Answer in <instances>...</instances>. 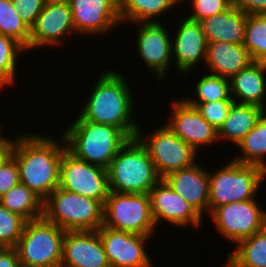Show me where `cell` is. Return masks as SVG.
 <instances>
[{"instance_id": "33", "label": "cell", "mask_w": 266, "mask_h": 267, "mask_svg": "<svg viewBox=\"0 0 266 267\" xmlns=\"http://www.w3.org/2000/svg\"><path fill=\"white\" fill-rule=\"evenodd\" d=\"M27 220L0 203V247H16Z\"/></svg>"}, {"instance_id": "28", "label": "cell", "mask_w": 266, "mask_h": 267, "mask_svg": "<svg viewBox=\"0 0 266 267\" xmlns=\"http://www.w3.org/2000/svg\"><path fill=\"white\" fill-rule=\"evenodd\" d=\"M0 203L27 221L41 218L44 215V201L21 183L1 196Z\"/></svg>"}, {"instance_id": "43", "label": "cell", "mask_w": 266, "mask_h": 267, "mask_svg": "<svg viewBox=\"0 0 266 267\" xmlns=\"http://www.w3.org/2000/svg\"><path fill=\"white\" fill-rule=\"evenodd\" d=\"M2 132H3V131H2V128H0V136L2 135Z\"/></svg>"}, {"instance_id": "1", "label": "cell", "mask_w": 266, "mask_h": 267, "mask_svg": "<svg viewBox=\"0 0 266 267\" xmlns=\"http://www.w3.org/2000/svg\"><path fill=\"white\" fill-rule=\"evenodd\" d=\"M60 136L24 131L16 136L13 146L11 155L17 162L20 183L43 201L59 187L61 157L67 148L64 136Z\"/></svg>"}, {"instance_id": "19", "label": "cell", "mask_w": 266, "mask_h": 267, "mask_svg": "<svg viewBox=\"0 0 266 267\" xmlns=\"http://www.w3.org/2000/svg\"><path fill=\"white\" fill-rule=\"evenodd\" d=\"M61 267H111L98 231H66Z\"/></svg>"}, {"instance_id": "14", "label": "cell", "mask_w": 266, "mask_h": 267, "mask_svg": "<svg viewBox=\"0 0 266 267\" xmlns=\"http://www.w3.org/2000/svg\"><path fill=\"white\" fill-rule=\"evenodd\" d=\"M97 231L111 267L154 266L148 250L145 249L152 236L115 230L104 225Z\"/></svg>"}, {"instance_id": "27", "label": "cell", "mask_w": 266, "mask_h": 267, "mask_svg": "<svg viewBox=\"0 0 266 267\" xmlns=\"http://www.w3.org/2000/svg\"><path fill=\"white\" fill-rule=\"evenodd\" d=\"M239 154L231 159L249 165H256L266 171V111L254 128L237 144Z\"/></svg>"}, {"instance_id": "11", "label": "cell", "mask_w": 266, "mask_h": 267, "mask_svg": "<svg viewBox=\"0 0 266 267\" xmlns=\"http://www.w3.org/2000/svg\"><path fill=\"white\" fill-rule=\"evenodd\" d=\"M263 208L255 198L215 207L209 216L218 234L232 244H237L257 233L266 224V209Z\"/></svg>"}, {"instance_id": "12", "label": "cell", "mask_w": 266, "mask_h": 267, "mask_svg": "<svg viewBox=\"0 0 266 267\" xmlns=\"http://www.w3.org/2000/svg\"><path fill=\"white\" fill-rule=\"evenodd\" d=\"M166 20L161 22H140L133 23L138 26L136 34L135 51L137 57L141 59L146 65L148 71L151 70L155 74L157 81L167 79L168 72L173 65L172 62V48H171V29L165 27ZM170 30V31H168ZM172 63V64H171Z\"/></svg>"}, {"instance_id": "22", "label": "cell", "mask_w": 266, "mask_h": 267, "mask_svg": "<svg viewBox=\"0 0 266 267\" xmlns=\"http://www.w3.org/2000/svg\"><path fill=\"white\" fill-rule=\"evenodd\" d=\"M252 62L253 60L243 44L207 43L204 67L206 66L208 73L231 79Z\"/></svg>"}, {"instance_id": "7", "label": "cell", "mask_w": 266, "mask_h": 267, "mask_svg": "<svg viewBox=\"0 0 266 267\" xmlns=\"http://www.w3.org/2000/svg\"><path fill=\"white\" fill-rule=\"evenodd\" d=\"M65 232L44 216L27 221L15 247L21 267H61Z\"/></svg>"}, {"instance_id": "15", "label": "cell", "mask_w": 266, "mask_h": 267, "mask_svg": "<svg viewBox=\"0 0 266 267\" xmlns=\"http://www.w3.org/2000/svg\"><path fill=\"white\" fill-rule=\"evenodd\" d=\"M68 2L77 36L84 35L91 38L105 36L122 25L119 0H68Z\"/></svg>"}, {"instance_id": "3", "label": "cell", "mask_w": 266, "mask_h": 267, "mask_svg": "<svg viewBox=\"0 0 266 267\" xmlns=\"http://www.w3.org/2000/svg\"><path fill=\"white\" fill-rule=\"evenodd\" d=\"M77 158L107 169L129 138L118 128L89 122L79 116L61 133Z\"/></svg>"}, {"instance_id": "36", "label": "cell", "mask_w": 266, "mask_h": 267, "mask_svg": "<svg viewBox=\"0 0 266 267\" xmlns=\"http://www.w3.org/2000/svg\"><path fill=\"white\" fill-rule=\"evenodd\" d=\"M47 0H12L13 6L19 12L22 21L31 29Z\"/></svg>"}, {"instance_id": "5", "label": "cell", "mask_w": 266, "mask_h": 267, "mask_svg": "<svg viewBox=\"0 0 266 267\" xmlns=\"http://www.w3.org/2000/svg\"><path fill=\"white\" fill-rule=\"evenodd\" d=\"M217 170H209V213L232 202L258 198L260 186L266 180V171L259 166L234 160Z\"/></svg>"}, {"instance_id": "8", "label": "cell", "mask_w": 266, "mask_h": 267, "mask_svg": "<svg viewBox=\"0 0 266 267\" xmlns=\"http://www.w3.org/2000/svg\"><path fill=\"white\" fill-rule=\"evenodd\" d=\"M103 225L111 229L155 237L149 194L110 191L103 206Z\"/></svg>"}, {"instance_id": "20", "label": "cell", "mask_w": 266, "mask_h": 267, "mask_svg": "<svg viewBox=\"0 0 266 267\" xmlns=\"http://www.w3.org/2000/svg\"><path fill=\"white\" fill-rule=\"evenodd\" d=\"M163 180L204 219L209 215V169L197 162L165 176Z\"/></svg>"}, {"instance_id": "37", "label": "cell", "mask_w": 266, "mask_h": 267, "mask_svg": "<svg viewBox=\"0 0 266 267\" xmlns=\"http://www.w3.org/2000/svg\"><path fill=\"white\" fill-rule=\"evenodd\" d=\"M20 183L16 159L11 155L0 165V197Z\"/></svg>"}, {"instance_id": "21", "label": "cell", "mask_w": 266, "mask_h": 267, "mask_svg": "<svg viewBox=\"0 0 266 267\" xmlns=\"http://www.w3.org/2000/svg\"><path fill=\"white\" fill-rule=\"evenodd\" d=\"M231 97L237 103L266 111V63L253 61L230 79Z\"/></svg>"}, {"instance_id": "40", "label": "cell", "mask_w": 266, "mask_h": 267, "mask_svg": "<svg viewBox=\"0 0 266 267\" xmlns=\"http://www.w3.org/2000/svg\"><path fill=\"white\" fill-rule=\"evenodd\" d=\"M12 139V136L11 138L6 137L5 135L3 136V134L0 136V165L12 154L16 137H14L13 140Z\"/></svg>"}, {"instance_id": "10", "label": "cell", "mask_w": 266, "mask_h": 267, "mask_svg": "<svg viewBox=\"0 0 266 267\" xmlns=\"http://www.w3.org/2000/svg\"><path fill=\"white\" fill-rule=\"evenodd\" d=\"M59 188L97 200L104 206L110 193L107 169L77 158L66 148L61 157Z\"/></svg>"}, {"instance_id": "34", "label": "cell", "mask_w": 266, "mask_h": 267, "mask_svg": "<svg viewBox=\"0 0 266 267\" xmlns=\"http://www.w3.org/2000/svg\"><path fill=\"white\" fill-rule=\"evenodd\" d=\"M234 100H222L212 102H186L188 105L196 107L202 117L214 128L219 130L223 125Z\"/></svg>"}, {"instance_id": "24", "label": "cell", "mask_w": 266, "mask_h": 267, "mask_svg": "<svg viewBox=\"0 0 266 267\" xmlns=\"http://www.w3.org/2000/svg\"><path fill=\"white\" fill-rule=\"evenodd\" d=\"M265 110L256 105L234 102L223 125L218 130V140L237 144L254 128ZM226 141V142H225Z\"/></svg>"}, {"instance_id": "35", "label": "cell", "mask_w": 266, "mask_h": 267, "mask_svg": "<svg viewBox=\"0 0 266 267\" xmlns=\"http://www.w3.org/2000/svg\"><path fill=\"white\" fill-rule=\"evenodd\" d=\"M189 10L186 11L184 16L190 20L200 22L201 20L222 13L228 10L234 3L231 0H188L185 3L188 5Z\"/></svg>"}, {"instance_id": "6", "label": "cell", "mask_w": 266, "mask_h": 267, "mask_svg": "<svg viewBox=\"0 0 266 267\" xmlns=\"http://www.w3.org/2000/svg\"><path fill=\"white\" fill-rule=\"evenodd\" d=\"M43 216L65 231H97L103 225V205L58 187L44 201Z\"/></svg>"}, {"instance_id": "29", "label": "cell", "mask_w": 266, "mask_h": 267, "mask_svg": "<svg viewBox=\"0 0 266 267\" xmlns=\"http://www.w3.org/2000/svg\"><path fill=\"white\" fill-rule=\"evenodd\" d=\"M193 97L182 98L185 102H212L233 100L231 97L230 79L206 73L198 78ZM195 95V96H194Z\"/></svg>"}, {"instance_id": "23", "label": "cell", "mask_w": 266, "mask_h": 267, "mask_svg": "<svg viewBox=\"0 0 266 267\" xmlns=\"http://www.w3.org/2000/svg\"><path fill=\"white\" fill-rule=\"evenodd\" d=\"M247 14L234 4L226 11L200 21L208 42L243 44Z\"/></svg>"}, {"instance_id": "30", "label": "cell", "mask_w": 266, "mask_h": 267, "mask_svg": "<svg viewBox=\"0 0 266 267\" xmlns=\"http://www.w3.org/2000/svg\"><path fill=\"white\" fill-rule=\"evenodd\" d=\"M0 33L12 38L29 52L30 29L22 21L12 0H0Z\"/></svg>"}, {"instance_id": "26", "label": "cell", "mask_w": 266, "mask_h": 267, "mask_svg": "<svg viewBox=\"0 0 266 267\" xmlns=\"http://www.w3.org/2000/svg\"><path fill=\"white\" fill-rule=\"evenodd\" d=\"M234 246L223 267H266V224Z\"/></svg>"}, {"instance_id": "16", "label": "cell", "mask_w": 266, "mask_h": 267, "mask_svg": "<svg viewBox=\"0 0 266 267\" xmlns=\"http://www.w3.org/2000/svg\"><path fill=\"white\" fill-rule=\"evenodd\" d=\"M168 105L171 106V115L163 123L197 153L204 147L217 145L218 130L202 117L196 107L177 97Z\"/></svg>"}, {"instance_id": "38", "label": "cell", "mask_w": 266, "mask_h": 267, "mask_svg": "<svg viewBox=\"0 0 266 267\" xmlns=\"http://www.w3.org/2000/svg\"><path fill=\"white\" fill-rule=\"evenodd\" d=\"M234 5L247 15L266 14V0H235Z\"/></svg>"}, {"instance_id": "41", "label": "cell", "mask_w": 266, "mask_h": 267, "mask_svg": "<svg viewBox=\"0 0 266 267\" xmlns=\"http://www.w3.org/2000/svg\"><path fill=\"white\" fill-rule=\"evenodd\" d=\"M181 6H183V4L185 3V1L187 0H176Z\"/></svg>"}, {"instance_id": "18", "label": "cell", "mask_w": 266, "mask_h": 267, "mask_svg": "<svg viewBox=\"0 0 266 267\" xmlns=\"http://www.w3.org/2000/svg\"><path fill=\"white\" fill-rule=\"evenodd\" d=\"M151 211L158 229L161 223H170L175 228L193 227L198 230L202 227L203 218L194 208L176 193L163 179L149 192ZM191 224V226H190ZM198 228V229H197Z\"/></svg>"}, {"instance_id": "31", "label": "cell", "mask_w": 266, "mask_h": 267, "mask_svg": "<svg viewBox=\"0 0 266 267\" xmlns=\"http://www.w3.org/2000/svg\"><path fill=\"white\" fill-rule=\"evenodd\" d=\"M25 49L12 38L0 33V89L12 86L18 78V58L25 53ZM18 61V62H17ZM17 76V77H16Z\"/></svg>"}, {"instance_id": "2", "label": "cell", "mask_w": 266, "mask_h": 267, "mask_svg": "<svg viewBox=\"0 0 266 267\" xmlns=\"http://www.w3.org/2000/svg\"><path fill=\"white\" fill-rule=\"evenodd\" d=\"M103 71L91 87L78 116L89 122L114 126L129 139L135 138L140 124L134 118V90L121 71L113 68Z\"/></svg>"}, {"instance_id": "9", "label": "cell", "mask_w": 266, "mask_h": 267, "mask_svg": "<svg viewBox=\"0 0 266 267\" xmlns=\"http://www.w3.org/2000/svg\"><path fill=\"white\" fill-rule=\"evenodd\" d=\"M141 125H139L136 137L146 147L161 179L197 162L196 159L199 154L173 133L165 123L157 126V129L151 130L149 133H146L145 129L143 130L144 126L141 127Z\"/></svg>"}, {"instance_id": "25", "label": "cell", "mask_w": 266, "mask_h": 267, "mask_svg": "<svg viewBox=\"0 0 266 267\" xmlns=\"http://www.w3.org/2000/svg\"><path fill=\"white\" fill-rule=\"evenodd\" d=\"M179 6L176 0H119V15L123 25L161 22V16L170 14Z\"/></svg>"}, {"instance_id": "39", "label": "cell", "mask_w": 266, "mask_h": 267, "mask_svg": "<svg viewBox=\"0 0 266 267\" xmlns=\"http://www.w3.org/2000/svg\"><path fill=\"white\" fill-rule=\"evenodd\" d=\"M0 267H21L15 247H0Z\"/></svg>"}, {"instance_id": "17", "label": "cell", "mask_w": 266, "mask_h": 267, "mask_svg": "<svg viewBox=\"0 0 266 267\" xmlns=\"http://www.w3.org/2000/svg\"><path fill=\"white\" fill-rule=\"evenodd\" d=\"M182 17L171 30L172 62L180 74L190 75L199 63L205 64L207 40L200 22Z\"/></svg>"}, {"instance_id": "32", "label": "cell", "mask_w": 266, "mask_h": 267, "mask_svg": "<svg viewBox=\"0 0 266 267\" xmlns=\"http://www.w3.org/2000/svg\"><path fill=\"white\" fill-rule=\"evenodd\" d=\"M243 46L253 61L266 63V14L247 15Z\"/></svg>"}, {"instance_id": "13", "label": "cell", "mask_w": 266, "mask_h": 267, "mask_svg": "<svg viewBox=\"0 0 266 267\" xmlns=\"http://www.w3.org/2000/svg\"><path fill=\"white\" fill-rule=\"evenodd\" d=\"M68 0H47L34 26L30 29L29 51L55 48L71 35L75 36Z\"/></svg>"}, {"instance_id": "42", "label": "cell", "mask_w": 266, "mask_h": 267, "mask_svg": "<svg viewBox=\"0 0 266 267\" xmlns=\"http://www.w3.org/2000/svg\"><path fill=\"white\" fill-rule=\"evenodd\" d=\"M2 122L0 121V128H5L4 126H2V124H1Z\"/></svg>"}, {"instance_id": "4", "label": "cell", "mask_w": 266, "mask_h": 267, "mask_svg": "<svg viewBox=\"0 0 266 267\" xmlns=\"http://www.w3.org/2000/svg\"><path fill=\"white\" fill-rule=\"evenodd\" d=\"M110 191L149 194L161 180L146 147L135 137L118 151L107 168Z\"/></svg>"}]
</instances>
